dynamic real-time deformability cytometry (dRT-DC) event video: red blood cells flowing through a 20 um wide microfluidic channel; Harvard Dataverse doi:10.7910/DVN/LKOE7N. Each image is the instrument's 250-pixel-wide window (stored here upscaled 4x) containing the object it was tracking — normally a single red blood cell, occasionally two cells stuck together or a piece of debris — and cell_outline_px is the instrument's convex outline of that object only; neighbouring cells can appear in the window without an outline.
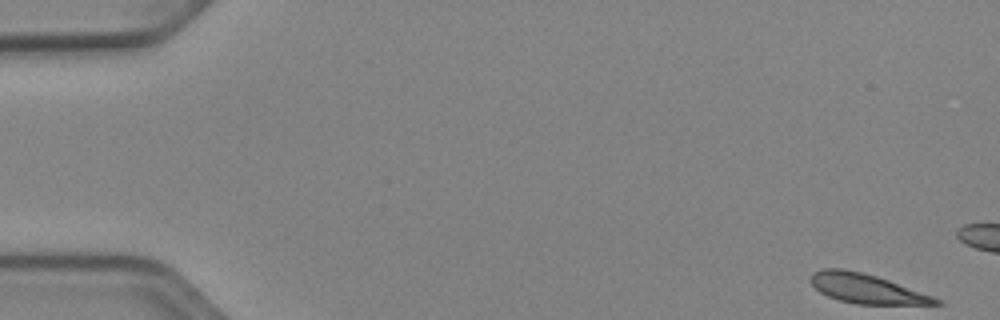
{"species": "Egyptian fruit bat (a non-hibernating species)", "species_latin": "Rousettus aegyptiacus", "temperature_condition": "cold", "stored_images_in_passage": 14, "camera_frame_rate_fps": 3000, "um_per_image_px": 0.085, "animal": {"sex": "female"}, "frame": {"image": 1, "passage_image": 1, "time_ms": 0.0, "image_size_px": [1000, 320], "cell_outline_px": [[944, 304], [856, 304], [840, 300], [828, 296], [820, 292], [808, 280], [808, 276], [812, 272], [820, 268], [844, 268], [876, 276], [888, 280], [944, 300]], "centroid_in_image_um": [73.62, 24.52], "position_along_channel_um": 11.4, "area_um2": 21.5}}